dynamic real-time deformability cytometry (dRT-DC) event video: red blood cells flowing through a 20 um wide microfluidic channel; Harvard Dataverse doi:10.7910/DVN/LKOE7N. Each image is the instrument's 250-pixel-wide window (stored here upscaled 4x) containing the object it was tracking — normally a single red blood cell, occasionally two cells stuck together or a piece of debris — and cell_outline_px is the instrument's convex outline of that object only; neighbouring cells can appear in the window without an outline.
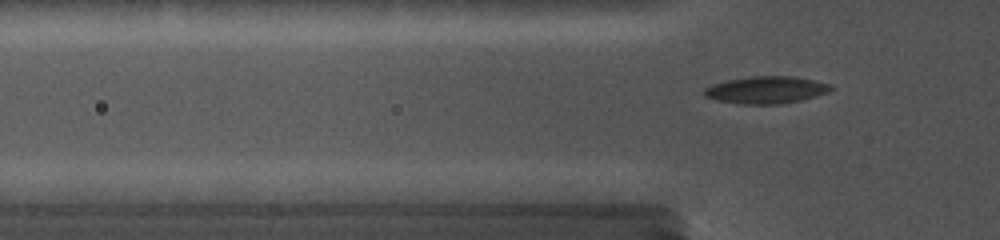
{"species": "common noctule bat (a hibernating species)", "species_latin": "Nyctalus noctula", "temperature_condition": "cold", "stored_images_in_passage": 70, "camera_frame_rate_fps": 5000, "um_per_image_px": 0.085, "animal": {"sex": "female", "body_mass_g": 19.0, "forearm_length_mm": 56.7}, "frame": {"image": 1, "passage_image": 13, "time_ms": 2.4, "image_size_px": [1000, 240], "cell_outline_px": [[824, 88], [808, 96], [796, 100], [776, 104], [756, 104], [724, 100], [708, 96], [708, 92], [712, 88], [720, 84], [736, 80], [768, 76], [772, 76], [800, 80], [816, 84]], "centroid_in_image_um": [64.95, 7.68], "position_along_channel_um": 60.8, "area_um2": 16.3}}
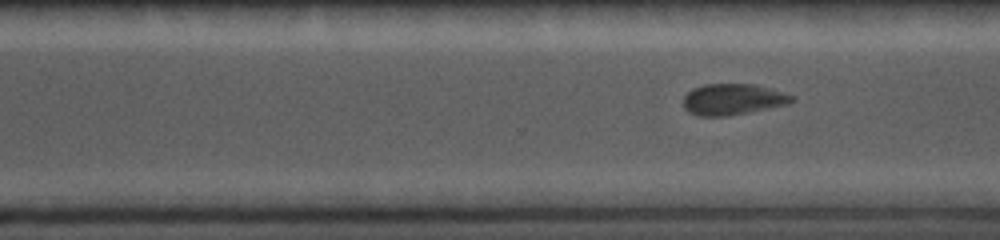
{"frame": {"image": 2, "passage_image": 46, "time_ms": 9.0, "image_size_px": [1000, 240], "cell_outline_px": [[792, 100], [744, 112], [724, 116], [700, 116], [692, 112], [684, 104], [684, 100], [688, 92], [696, 88], [708, 84], [752, 84], [788, 96]], "centroid_in_image_um": [62.1, 8.43], "position_along_channel_um": 308.5, "area_um2": 17.8}}
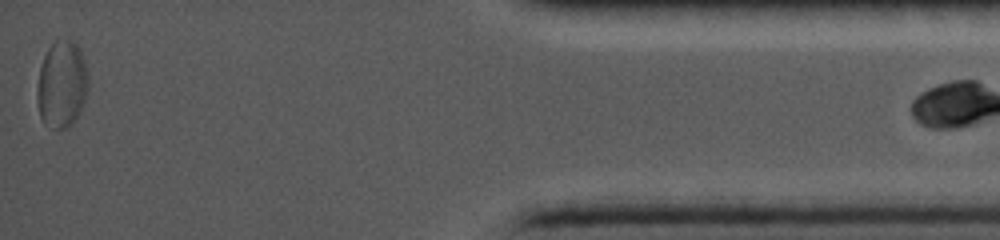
{"frame": {"image": 3, "passage_image": 69, "time_ms": 13.6, "image_size_px": [1000, 240], "cell_outline_px": [[84, 92], [76, 112], [72, 120], [64, 128], [56, 128], [44, 124], [40, 116], [40, 68], [44, 56], [48, 48], [52, 44], [76, 44], [80, 56], [84, 72]], "centroid_in_image_um": [5.17, 7.21], "position_along_channel_um": 430.0, "area_um2": 22.66}}